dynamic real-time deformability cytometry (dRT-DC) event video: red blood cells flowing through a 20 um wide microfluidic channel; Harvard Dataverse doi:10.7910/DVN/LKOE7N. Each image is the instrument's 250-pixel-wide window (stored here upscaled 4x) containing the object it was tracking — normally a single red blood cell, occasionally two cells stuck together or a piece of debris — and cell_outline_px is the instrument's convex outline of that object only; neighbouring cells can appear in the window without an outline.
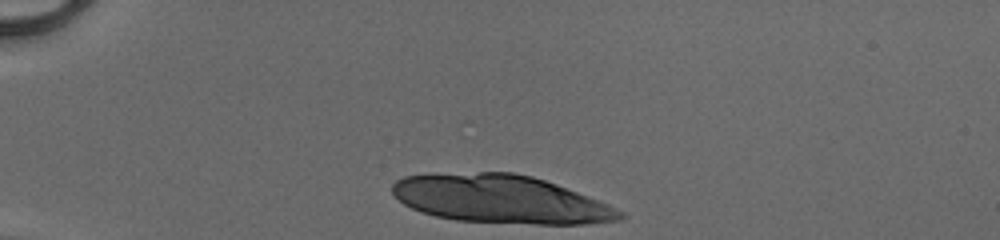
{"species": "human", "species_latin": "Homo sapiens", "temperature_condition": "cold", "stored_images_in_passage": 12, "camera_frame_rate_fps": 3000, "um_per_image_px": 0.085, "donor": {"sex": "male"}, "frame": {"image": 1, "passage_image": 1, "time_ms": 0.0, "image_size_px": [1000, 240], "cell_outline_px": [[628, 216], [624, 220], [588, 224], [536, 224], [456, 220], [436, 216], [420, 212], [404, 204], [392, 192], [392, 184], [396, 180], [404, 176], [424, 172], [512, 172], [532, 176], [556, 184], [608, 204], [624, 212]], "centroid_in_image_um": [42.53, 16.91], "position_along_channel_um": 42.5, "area_um2": 64.45}}
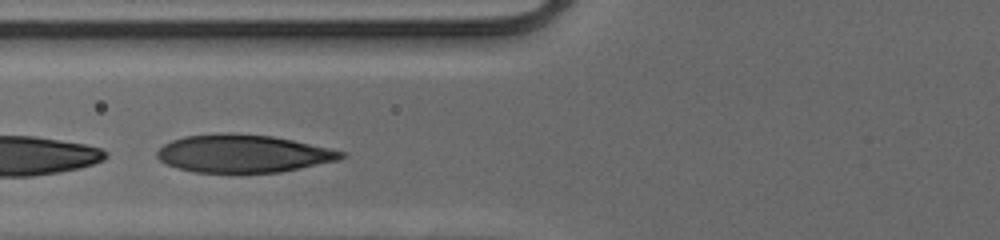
{"frame": {"image": 2, "passage_image": 10, "time_ms": 3.0, "image_size_px": [1000, 240], "cell_outline_px": [[348, 156], [340, 160], [280, 172], [192, 172], [176, 168], [160, 160], [156, 156], [156, 152], [164, 144], [172, 140], [184, 136], [228, 132], [232, 132], [272, 136], [292, 140], [344, 152]], "centroid_in_image_um": [20.65, 13.05], "position_along_channel_um": 105.2, "area_um2": 40.52}}